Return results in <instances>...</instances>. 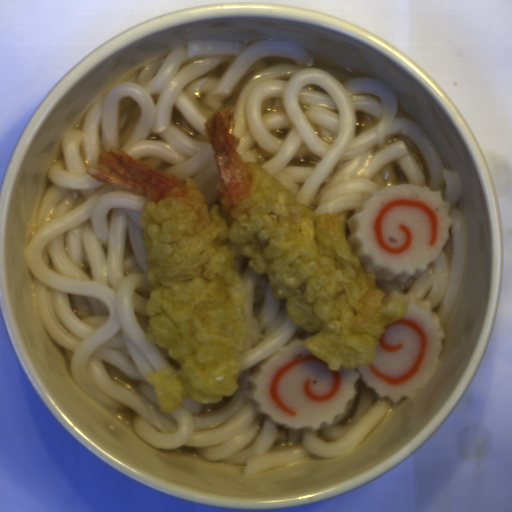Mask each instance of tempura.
Here are the masks:
<instances>
[{
	"label": "tempura",
	"mask_w": 512,
	"mask_h": 512,
	"mask_svg": "<svg viewBox=\"0 0 512 512\" xmlns=\"http://www.w3.org/2000/svg\"><path fill=\"white\" fill-rule=\"evenodd\" d=\"M235 124L232 107L203 122L219 173L220 202L211 208L193 179L182 182L119 147L86 169L147 198L139 215L149 283L145 337L180 366L146 373L161 412L186 399L211 405L238 388L247 285L229 242L251 270L267 275L272 297L286 299L291 322L315 332L304 346L330 371L375 362L386 326L407 314V297L383 292L355 253L343 217L314 213L261 165L243 161Z\"/></svg>",
	"instance_id": "1"
}]
</instances>
